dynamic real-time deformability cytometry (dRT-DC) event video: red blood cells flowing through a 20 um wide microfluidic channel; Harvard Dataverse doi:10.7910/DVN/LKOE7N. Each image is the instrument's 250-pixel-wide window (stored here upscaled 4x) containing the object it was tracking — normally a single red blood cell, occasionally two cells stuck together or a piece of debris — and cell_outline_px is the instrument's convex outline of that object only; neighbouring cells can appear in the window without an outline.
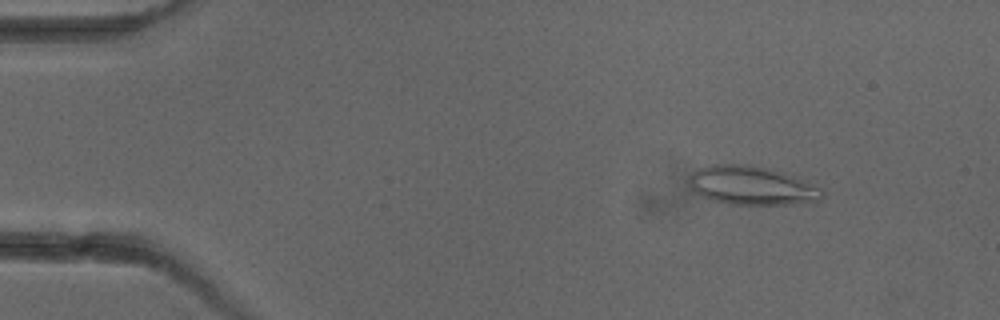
{"species": "common noctule bat (a hibernating species)", "species_latin": "Nyctalus noctula", "temperature_condition": "cold", "stored_images_in_passage": 5, "camera_frame_rate_fps": 3000, "um_per_image_px": 0.085, "animal": {"sex": "female"}, "frame": {"image": 1, "passage_image": 1, "time_ms": 0.0, "image_size_px": [1000, 320], "cell_outline_px": [[824, 196], [820, 200], [788, 204], [728, 204], [712, 200], [696, 192], [688, 184], [688, 180], [692, 172], [700, 168], [712, 164], [744, 164], [772, 168], [796, 176], [820, 188], [824, 192]], "centroid_in_image_um": [63.9, 15.75], "position_along_channel_um": 21.1, "area_um2": 30.06}}